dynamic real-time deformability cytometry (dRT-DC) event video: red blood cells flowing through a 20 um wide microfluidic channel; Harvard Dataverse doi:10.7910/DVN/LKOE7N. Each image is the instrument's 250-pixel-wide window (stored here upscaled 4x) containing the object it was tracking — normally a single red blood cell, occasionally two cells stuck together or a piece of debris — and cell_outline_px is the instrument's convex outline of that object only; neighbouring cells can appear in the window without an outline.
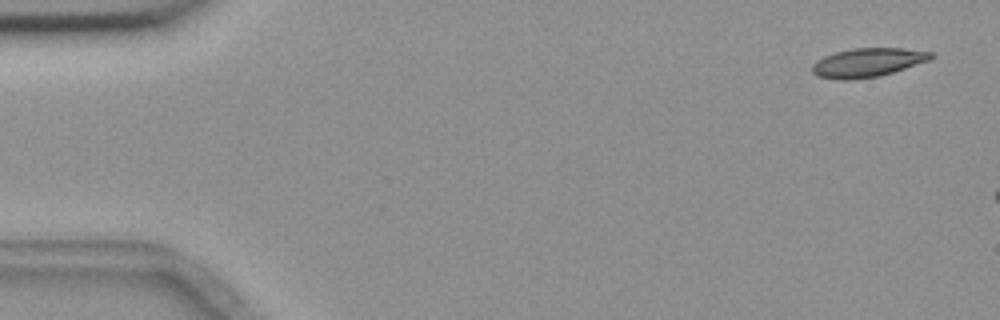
{"species": "common noctule bat (a hibernating species)", "species_latin": "Nyctalus noctula", "temperature_condition": "room temperature", "stored_images_in_passage": 4, "camera_frame_rate_fps": 3000, "um_per_image_px": 0.085, "animal": {"sex": "female", "body_mass_g": 18.4}, "frame": {"image": 1, "passage_image": 1, "time_ms": 0.0, "image_size_px": [1000, 320], "cell_outline_px": [[936, 56], [932, 60], [880, 76], [848, 80], [840, 80], [816, 76], [812, 72], [812, 64], [816, 60], [824, 56], [836, 52], [856, 48], [904, 48], [932, 52]], "centroid_in_image_um": [73.78, 5.32], "position_along_channel_um": 11.2, "area_um2": 20.17}}